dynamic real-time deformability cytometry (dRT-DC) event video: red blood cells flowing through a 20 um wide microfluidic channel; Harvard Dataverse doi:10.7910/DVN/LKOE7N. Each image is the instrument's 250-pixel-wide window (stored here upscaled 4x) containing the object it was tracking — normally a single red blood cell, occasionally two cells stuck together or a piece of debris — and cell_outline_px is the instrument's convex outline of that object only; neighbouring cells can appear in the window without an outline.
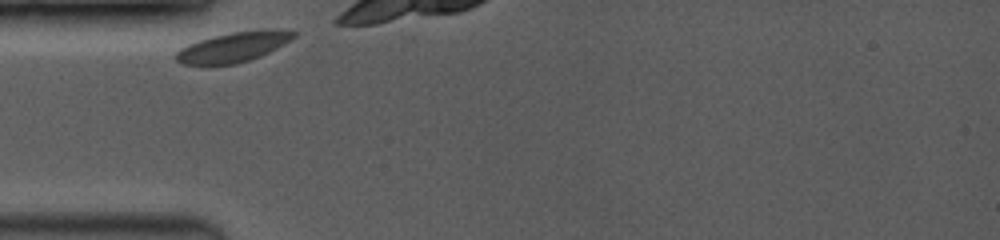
{"species": "common noctule bat (a hibernating species)", "species_latin": "Nyctalus noctula", "temperature_condition": "room temperature", "stored_images_in_passage": 4, "camera_frame_rate_fps": 3500, "um_per_image_px": 0.085, "animal": {"sex": "female", "body_mass_g": 19.0, "forearm_length_mm": 53.3}, "frame": {"image": 1, "passage_image": 1, "time_ms": 0.0, "image_size_px": [1000, 240], "cell_outline_px": [[300, 32], [296, 36], [276, 48], [260, 56], [236, 64], [200, 68], [184, 64], [176, 60], [176, 52], [180, 48], [188, 44], [212, 36], [232, 32]], "centroid_in_image_um": [19.64, 4.1], "position_along_channel_um": 65.4, "area_um2": 20.17}}